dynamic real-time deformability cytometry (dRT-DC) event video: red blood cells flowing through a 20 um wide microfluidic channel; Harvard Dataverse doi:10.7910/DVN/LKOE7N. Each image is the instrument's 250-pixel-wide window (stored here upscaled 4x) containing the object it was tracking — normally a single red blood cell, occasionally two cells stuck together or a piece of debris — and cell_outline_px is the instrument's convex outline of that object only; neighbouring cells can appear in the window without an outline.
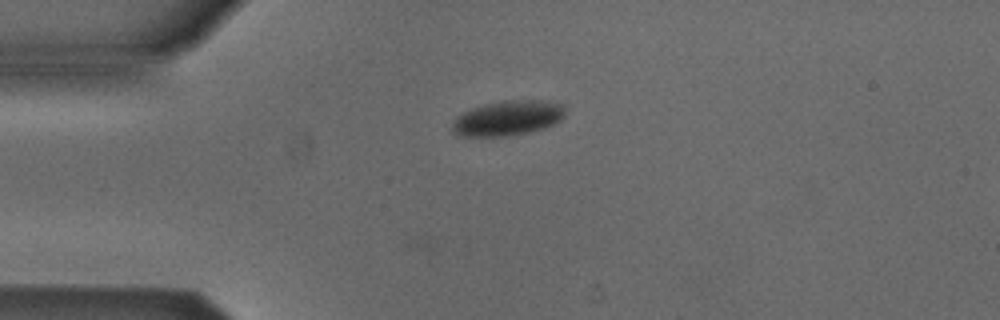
{"species": "Egyptian fruit bat (a non-hibernating species)", "species_latin": "Rousettus aegyptiacus", "temperature_condition": "cold", "stored_images_in_passage": 41, "camera_frame_rate_fps": 3000, "um_per_image_px": 0.085, "animal": {"sex": "male"}, "frame": {"image": 1, "passage_image": 1, "time_ms": 0.0, "image_size_px": [1000, 320], "cell_outline_px": [[564, 116], [560, 120], [544, 128], [528, 132], [508, 136], [456, 136], [452, 132], [452, 124], [456, 116], [472, 108], [484, 104], [504, 100], [548, 100], [564, 104]], "centroid_in_image_um": [43.15, 10.03], "position_along_channel_um": 41.9, "area_um2": 23.18}}
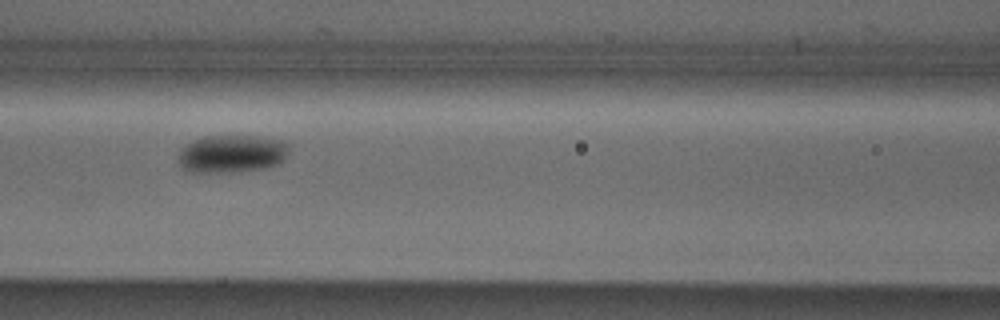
{"frame": {"image": 2, "passage_image": 11, "time_ms": 3.333, "image_size_px": [1000, 320], "cell_outline_px": [[288, 152], [284, 160], [280, 164], [264, 168], [240, 172], [192, 172], [184, 168], [180, 164], [176, 156], [180, 148], [184, 144], [192, 140], [204, 136], [260, 136], [284, 140], [288, 144]], "centroid_in_image_um": [19.7, 13.06], "position_along_channel_um": 146.9, "area_um2": 24.91}}
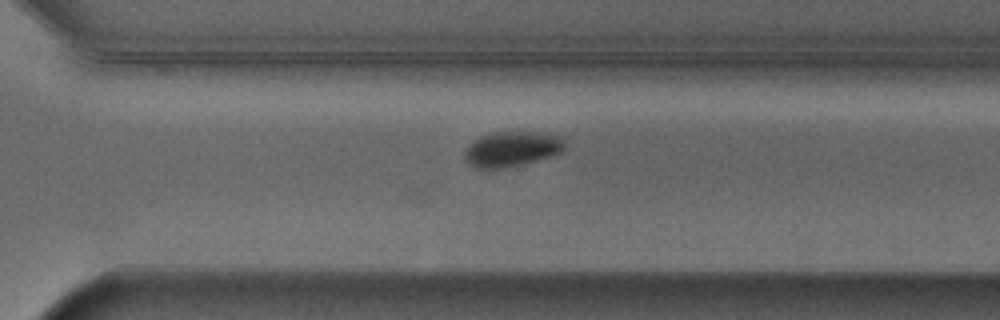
{"frame": {"image": 3, "passage_image": 25, "time_ms": 8.0, "image_size_px": [1000, 320], "cell_outline_px": [[564, 148], [560, 152], [524, 164], [488, 172], [476, 168], [468, 164], [464, 160], [464, 152], [480, 136], [492, 132], [532, 132], [564, 136]], "centroid_in_image_um": [43.45, 12.7], "position_along_channel_um": 327.1, "area_um2": 20.75}, "authors_computed_cell_mechanics": {"area_um2": 22.5998, "velocity_mm_per_s": 3.8647, "shape_relaxation_time_tau1_ms": 2.5414, "shape_relaxation_time_tau2_ms": null, "deformation_change_tau1": 0.0718, "deformation_change_tau2": null}}